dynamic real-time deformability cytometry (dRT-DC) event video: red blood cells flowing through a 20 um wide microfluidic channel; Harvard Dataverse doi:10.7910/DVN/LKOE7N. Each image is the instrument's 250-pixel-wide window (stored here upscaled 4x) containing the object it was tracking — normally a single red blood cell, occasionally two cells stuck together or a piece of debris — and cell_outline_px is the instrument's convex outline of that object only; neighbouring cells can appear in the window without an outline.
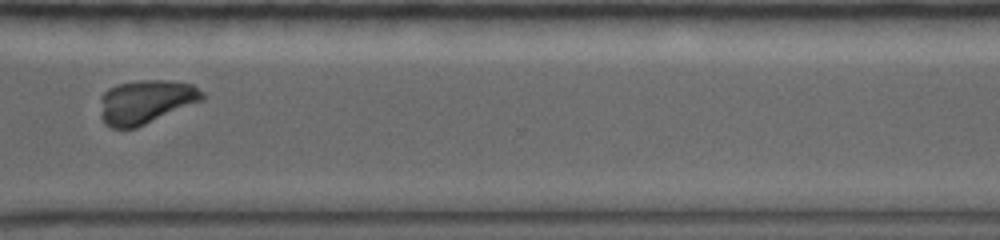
{"species": "common noctule bat (a hibernating species)", "species_latin": "Nyctalus noctula", "temperature_condition": "warm", "stored_images_in_passage": 12, "camera_frame_rate_fps": 5000, "um_per_image_px": 0.085, "animal": {"sex": "female", "body_mass_g": 19.0, "forearm_length_mm": 56.7}, "frame": {"image": 1, "passage_image": 9, "time_ms": 8.2, "image_size_px": [1000, 240], "cell_outline_px": [[204, 100], [136, 128], [112, 128], [104, 124], [100, 116], [100, 96], [108, 88], [116, 84], [136, 80], [168, 80], [192, 84], [204, 92]], "centroid_in_image_um": [12.37, 8.65], "position_along_channel_um": 358.2, "area_um2": 26.47}}